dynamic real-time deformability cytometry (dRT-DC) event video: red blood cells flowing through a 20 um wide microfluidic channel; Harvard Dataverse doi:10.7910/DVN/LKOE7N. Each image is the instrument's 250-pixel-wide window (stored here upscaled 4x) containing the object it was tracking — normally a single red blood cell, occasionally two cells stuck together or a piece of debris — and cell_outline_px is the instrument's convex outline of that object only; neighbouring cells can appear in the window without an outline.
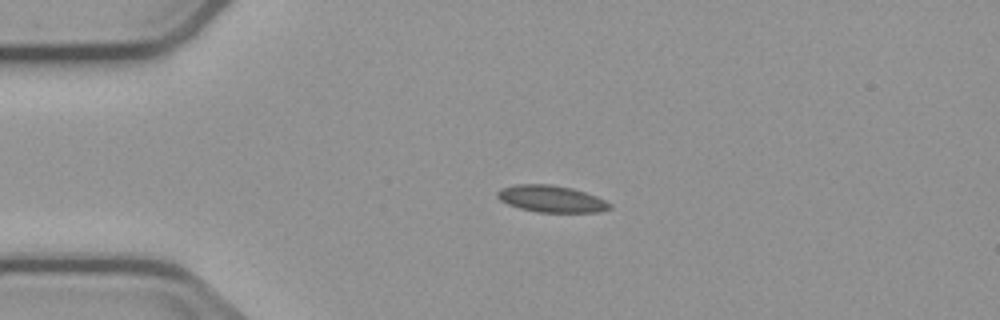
{"species": "common noctule bat (a hibernating species)", "species_latin": "Nyctalus noctula", "temperature_condition": "cold", "stored_images_in_passage": 3, "camera_frame_rate_fps": 3000, "um_per_image_px": 0.085, "animal": {"sex": "male", "body_mass_g": 23.1, "forearm_length_mm": 52.7}, "frame": {"image": 1, "passage_image": 2, "time_ms": 1.333, "image_size_px": [1000, 320], "cell_outline_px": [[612, 208], [600, 212], [536, 212], [520, 208], [508, 204], [500, 200], [496, 196], [496, 192], [500, 188], [516, 184], [552, 184], [572, 188], [596, 196], [612, 204]], "centroid_in_image_um": [46.85, 16.9], "position_along_channel_um": 38.2, "area_um2": 17.63}}